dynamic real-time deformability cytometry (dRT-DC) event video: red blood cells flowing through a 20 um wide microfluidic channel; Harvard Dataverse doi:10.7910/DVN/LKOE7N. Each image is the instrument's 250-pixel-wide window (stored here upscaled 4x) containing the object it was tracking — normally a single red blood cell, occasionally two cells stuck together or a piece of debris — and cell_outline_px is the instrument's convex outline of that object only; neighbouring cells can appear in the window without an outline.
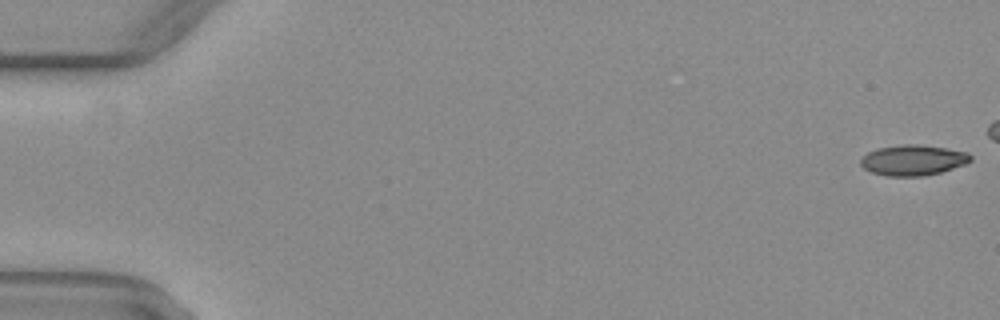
{"species": "common noctule bat (a hibernating species)", "species_latin": "Nyctalus noctula", "temperature_condition": "warm", "stored_images_in_passage": 45, "camera_frame_rate_fps": 3000, "um_per_image_px": 0.085, "animal": {"sex": "female", "body_mass_g": 29.2, "forearm_length_mm": 56.3}, "frame": {"image": 1, "passage_image": 1, "time_ms": 0.0, "image_size_px": [1000, 320], "cell_outline_px": [[972, 160], [964, 164], [940, 172], [924, 176], [888, 176], [872, 172], [864, 168], [860, 164], [860, 160], [868, 152], [876, 148], [900, 144], [916, 144], [944, 148], [968, 152], [972, 156]], "centroid_in_image_um": [77.59, 13.6], "position_along_channel_um": 7.4, "area_um2": 19.48}}
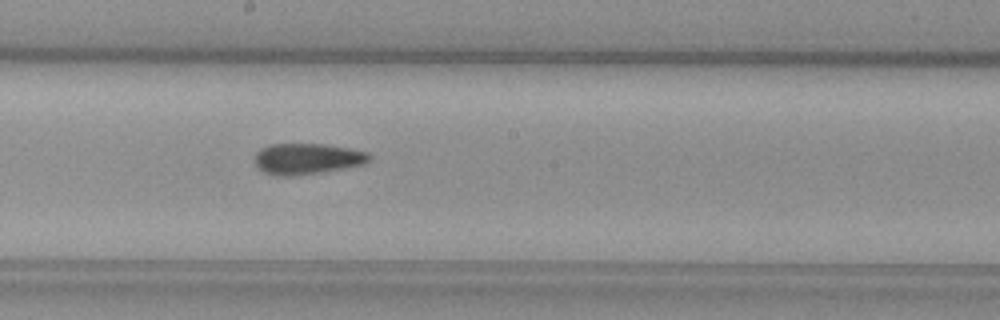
{"frame": {"image": 2, "passage_image": 29, "time_ms": 9.333, "image_size_px": [1000, 320], "cell_outline_px": [[372, 160], [364, 164], [348, 168], [324, 172], [292, 176], [272, 176], [256, 168], [256, 152], [260, 148], [272, 144], [320, 144], [348, 148], [368, 152], [372, 156]], "centroid_in_image_um": [26.12, 13.51], "position_along_channel_um": 222.1, "area_um2": 20.98}}
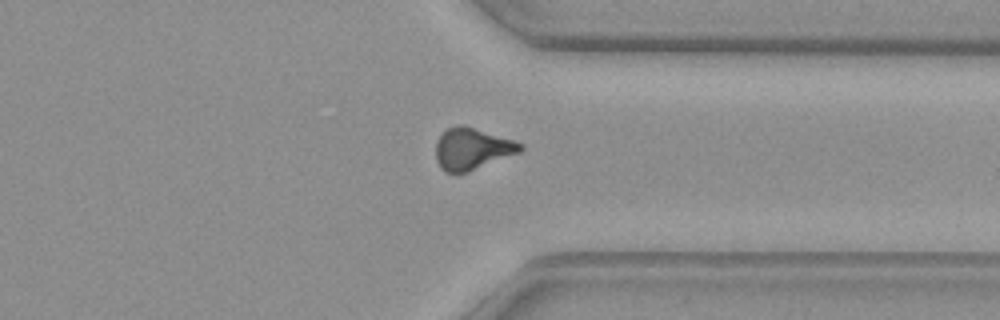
{"frame": {"image": 3, "passage_image": 40, "time_ms": 13.0, "image_size_px": [1000, 320], "cell_outline_px": [[524, 148], [520, 152], [468, 172], [444, 172], [440, 168], [436, 160], [436, 140], [448, 128], [456, 124], [464, 124], [524, 144]], "centroid_in_image_um": [40.11, 12.64], "position_along_channel_um": 371.3, "area_um2": 20.52}}